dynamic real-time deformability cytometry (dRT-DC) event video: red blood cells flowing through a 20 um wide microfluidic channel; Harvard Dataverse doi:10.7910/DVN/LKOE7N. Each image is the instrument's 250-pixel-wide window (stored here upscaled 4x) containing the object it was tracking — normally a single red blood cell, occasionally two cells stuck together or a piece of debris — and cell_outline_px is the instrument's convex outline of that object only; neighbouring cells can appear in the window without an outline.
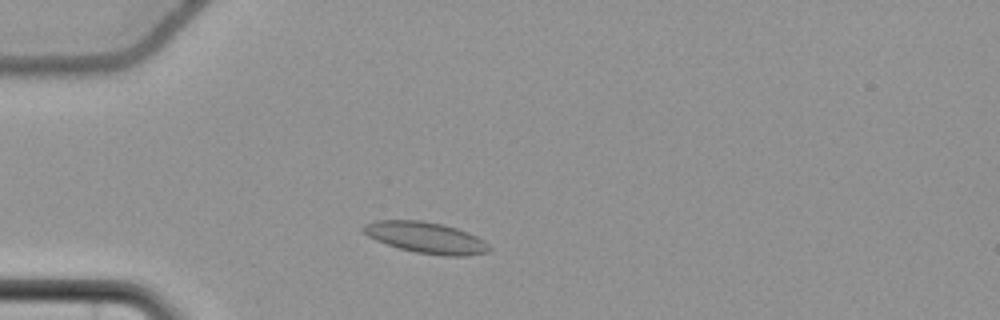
{"species": "common noctule bat (a hibernating species)", "species_latin": "Nyctalus noctula", "temperature_condition": "cold", "stored_images_in_passage": 49, "camera_frame_rate_fps": 3000, "um_per_image_px": 0.085, "animal": {"sex": "female", "body_mass_g": 22.7, "forearm_length_mm": 54.2}, "frame": {"image": 1, "passage_image": 8, "time_ms": 2.333, "image_size_px": [1000, 320], "cell_outline_px": [[492, 248], [488, 252], [464, 256], [444, 256], [416, 252], [400, 248], [376, 240], [368, 236], [360, 228], [364, 224], [376, 220], [420, 220], [444, 224], [468, 232], [484, 240]], "centroid_in_image_um": [36.21, 20.19], "position_along_channel_um": 48.8, "area_um2": 22.89}}
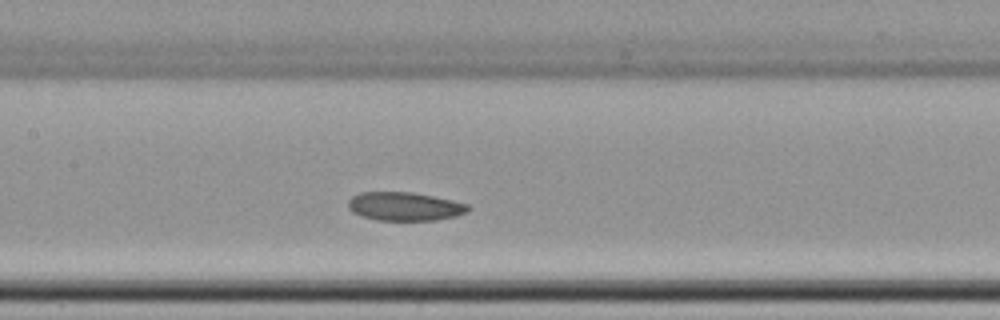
{"frame": {"image": 2, "passage_image": 20, "time_ms": 6.333, "image_size_px": [1000, 320], "cell_outline_px": [[472, 208], [468, 212], [456, 216], [436, 220], [376, 220], [360, 216], [352, 212], [348, 208], [348, 200], [352, 196], [360, 192], [412, 192], [452, 200], [468, 204]], "centroid_in_image_um": [34.39, 17.55], "position_along_channel_um": 173.0, "area_um2": 20.11}}
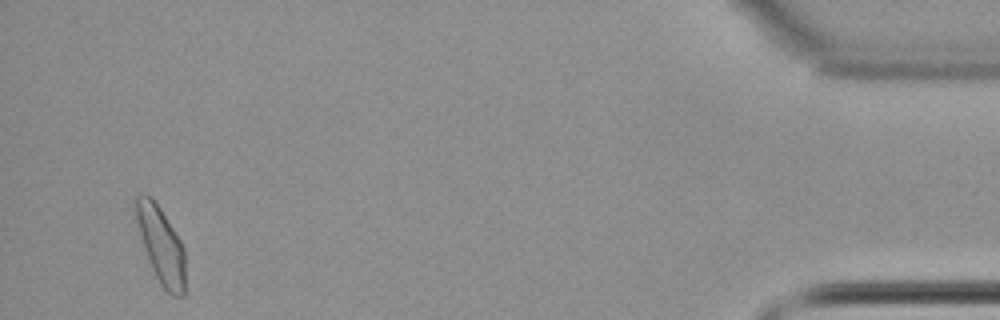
{"frame": {"image": 3, "passage_image": 47, "time_ms": 15.333, "image_size_px": [1000, 320], "cell_outline_px": [[184, 296], [172, 296], [160, 284], [152, 268], [144, 248], [132, 212], [132, 196], [136, 192], [144, 192], [152, 196], [160, 208], [180, 240], [184, 248]], "centroid_in_image_um": [13.6, 20.69], "position_along_channel_um": 421.6, "area_um2": 22.6}}